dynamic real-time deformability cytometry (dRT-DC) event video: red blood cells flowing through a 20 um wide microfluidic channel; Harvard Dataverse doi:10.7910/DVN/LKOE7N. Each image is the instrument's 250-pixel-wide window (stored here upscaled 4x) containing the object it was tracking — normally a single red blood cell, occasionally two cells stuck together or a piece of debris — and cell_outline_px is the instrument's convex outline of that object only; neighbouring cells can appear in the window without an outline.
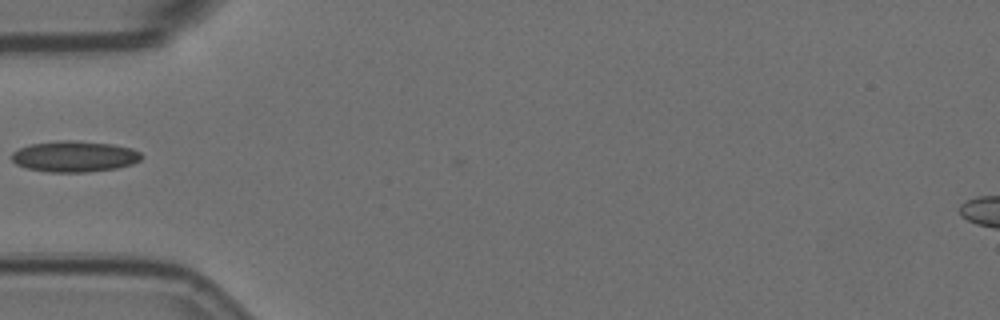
{"species": "Egyptian fruit bat (a non-hibernating species)", "species_latin": "Rousettus aegyptiacus", "temperature_condition": "room temperature", "stored_images_in_passage": 1, "camera_frame_rate_fps": 3000, "um_per_image_px": 0.085, "animal": {"sex": "female"}, "frame": {"image": 1, "passage_image": 1, "time_ms": 0.0, "image_size_px": [1000, 320], "cell_outline_px": [[144, 156], [140, 160], [132, 164], [116, 168], [88, 172], [48, 172], [24, 168], [16, 164], [12, 160], [12, 152], [28, 144], [56, 140], [72, 140], [112, 144], [132, 148], [140, 152]], "centroid_in_image_um": [6.31, 13.29], "position_along_channel_um": 78.7, "area_um2": 23.7}}